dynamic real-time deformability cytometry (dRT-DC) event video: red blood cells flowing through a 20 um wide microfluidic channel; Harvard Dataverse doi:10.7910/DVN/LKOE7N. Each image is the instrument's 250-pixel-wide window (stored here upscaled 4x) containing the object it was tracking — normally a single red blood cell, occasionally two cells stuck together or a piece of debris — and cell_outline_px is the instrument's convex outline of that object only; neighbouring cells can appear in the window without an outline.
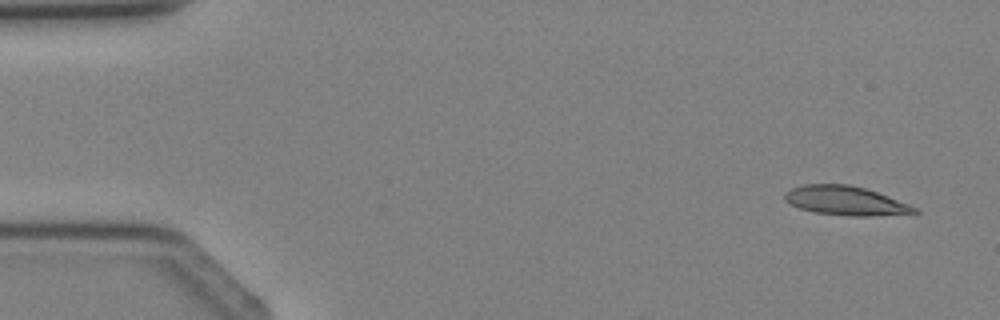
{"species": "Egyptian fruit bat (a non-hibernating species)", "species_latin": "Rousettus aegyptiacus", "temperature_condition": "cold", "stored_images_in_passage": 2, "camera_frame_rate_fps": 3000, "um_per_image_px": 0.085, "animal": {"sex": "female"}, "frame": {"image": 1, "passage_image": 2, "time_ms": 2.0, "image_size_px": [1000, 320], "cell_outline_px": [[920, 212], [868, 216], [852, 216], [816, 212], [800, 208], [788, 204], [784, 200], [784, 192], [792, 188], [804, 184], [848, 184], [864, 188], [888, 196], [908, 204], [916, 208]], "centroid_in_image_um": [71.81, 17.05], "position_along_channel_um": 13.2, "area_um2": 21.73}}